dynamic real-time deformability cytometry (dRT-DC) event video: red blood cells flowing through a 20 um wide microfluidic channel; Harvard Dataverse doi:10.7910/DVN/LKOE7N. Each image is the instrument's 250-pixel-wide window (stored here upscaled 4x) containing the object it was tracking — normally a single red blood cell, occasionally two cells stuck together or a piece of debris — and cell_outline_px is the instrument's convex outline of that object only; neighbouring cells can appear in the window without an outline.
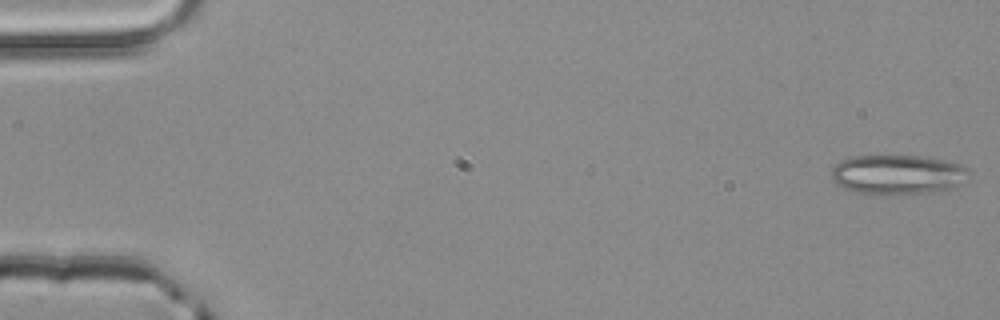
{"species": "common noctule bat (a hibernating species)", "species_latin": "Nyctalus noctula", "temperature_condition": "room temperature", "stored_images_in_passage": 4, "camera_frame_rate_fps": 3000, "um_per_image_px": 0.085, "animal": {"sex": "male", "body_mass_g": 20.4}, "frame": {"image": 1, "passage_image": 1, "time_ms": 0.0, "image_size_px": [1000, 320], "cell_outline_px": [[968, 172], [956, 188], [912, 196], [860, 192], [844, 188], [836, 184], [832, 180], [832, 168], [840, 160], [852, 156], [920, 156], [944, 160], [960, 164], [968, 168]], "centroid_in_image_um": [76.3, 14.85], "position_along_channel_um": 8.7, "area_um2": 31.96}}